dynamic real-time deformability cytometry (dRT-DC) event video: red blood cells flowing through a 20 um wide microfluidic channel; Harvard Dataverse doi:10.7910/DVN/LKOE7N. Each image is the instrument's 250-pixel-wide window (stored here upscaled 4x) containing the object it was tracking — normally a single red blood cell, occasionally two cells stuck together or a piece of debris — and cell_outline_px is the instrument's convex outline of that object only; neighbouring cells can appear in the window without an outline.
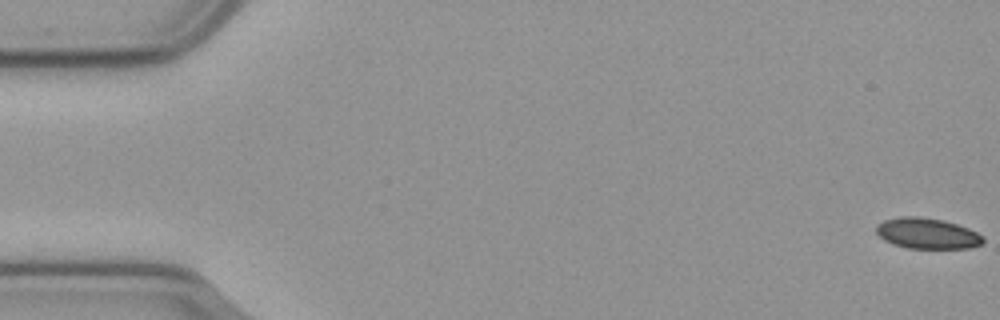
{"species": "common noctule bat (a hibernating species)", "species_latin": "Nyctalus noctula", "temperature_condition": "cold", "stored_images_in_passage": 59, "segment_of_instrument_passage": [1, 2], "camera_frame_rate_fps": 3000, "um_per_image_px": 0.085, "animal": {"sex": "male", "body_mass_g": 23.1, "forearm_length_mm": 52.7}, "frame": {"image": 1, "passage_image": 1, "time_ms": 0.0, "image_size_px": [1000, 320], "cell_outline_px": [[984, 240], [980, 244], [968, 248], [908, 248], [892, 244], [884, 240], [876, 232], [876, 228], [884, 220], [900, 216], [916, 216], [944, 220], [968, 228], [984, 236]], "centroid_in_image_um": [78.81, 19.84], "position_along_channel_um": 6.2, "area_um2": 19.02}}
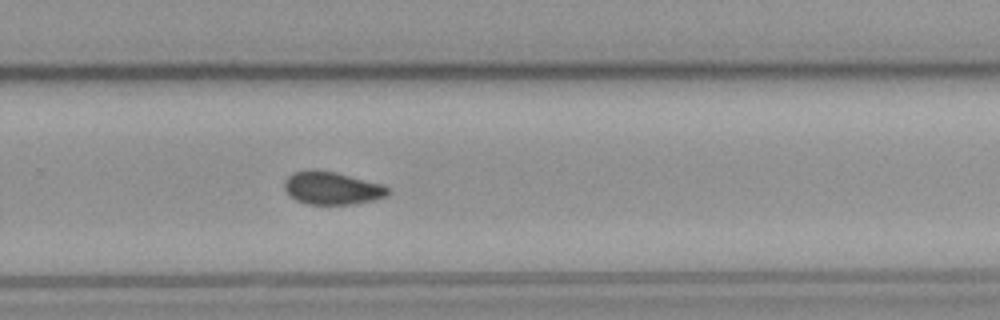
{"frame": {"image": 2, "passage_image": 38, "time_ms": 12.333, "image_size_px": [1000, 320], "cell_outline_px": [[392, 192], [388, 196], [372, 200], [352, 204], [308, 204], [296, 200], [284, 188], [284, 180], [292, 172], [312, 168], [336, 172], [384, 184]], "centroid_in_image_um": [28.24, 15.96], "position_along_channel_um": 301.6, "area_um2": 20.06}}
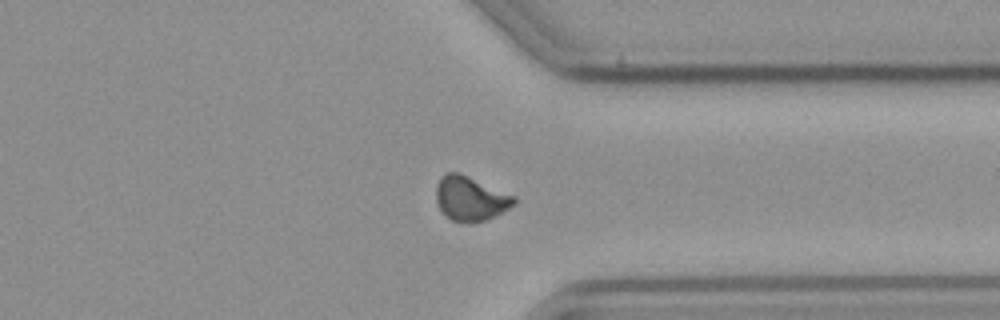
{"frame": {"image": 3, "passage_image": 44, "time_ms": 14.333, "image_size_px": [1000, 320], "cell_outline_px": [[516, 204], [484, 220], [452, 220], [440, 208], [436, 200], [436, 184], [440, 176], [444, 172], [460, 172], [516, 196]], "centroid_in_image_um": [39.98, 16.79], "position_along_channel_um": 371.4, "area_um2": 19.77}}